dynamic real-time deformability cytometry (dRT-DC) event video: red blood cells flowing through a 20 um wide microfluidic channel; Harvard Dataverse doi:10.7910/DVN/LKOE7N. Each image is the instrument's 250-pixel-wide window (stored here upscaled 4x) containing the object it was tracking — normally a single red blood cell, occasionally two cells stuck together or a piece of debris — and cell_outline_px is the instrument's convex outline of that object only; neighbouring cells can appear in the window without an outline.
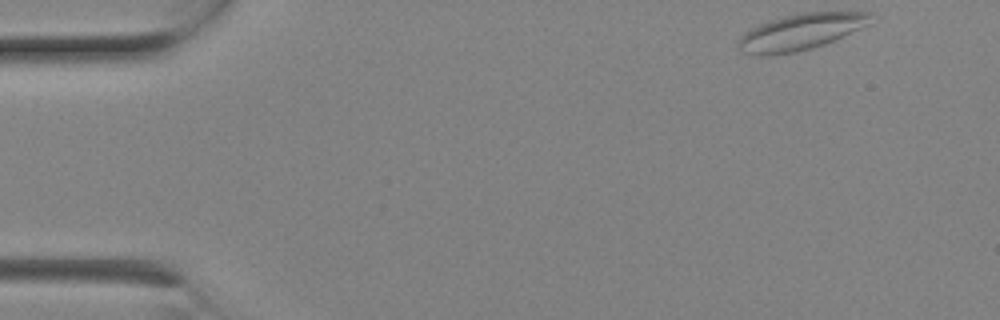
{"species": "Egyptian fruit bat (a non-hibernating species)", "species_latin": "Rousettus aegyptiacus", "temperature_condition": "room temperature", "stored_images_in_passage": 5, "camera_frame_rate_fps": 3000, "um_per_image_px": 0.085, "animal": {"sex": "female"}, "frame": {"image": 1, "passage_image": 1, "time_ms": 0.0, "image_size_px": [1000, 320], "cell_outline_px": [[872, 24], [824, 44], [812, 48], [796, 52], [768, 56], [764, 56], [744, 52], [736, 44], [740, 36], [744, 32], [760, 24], [784, 16], [800, 12], [872, 12]], "centroid_in_image_um": [68.09, 2.71], "position_along_channel_um": 16.9, "area_um2": 27.98}}